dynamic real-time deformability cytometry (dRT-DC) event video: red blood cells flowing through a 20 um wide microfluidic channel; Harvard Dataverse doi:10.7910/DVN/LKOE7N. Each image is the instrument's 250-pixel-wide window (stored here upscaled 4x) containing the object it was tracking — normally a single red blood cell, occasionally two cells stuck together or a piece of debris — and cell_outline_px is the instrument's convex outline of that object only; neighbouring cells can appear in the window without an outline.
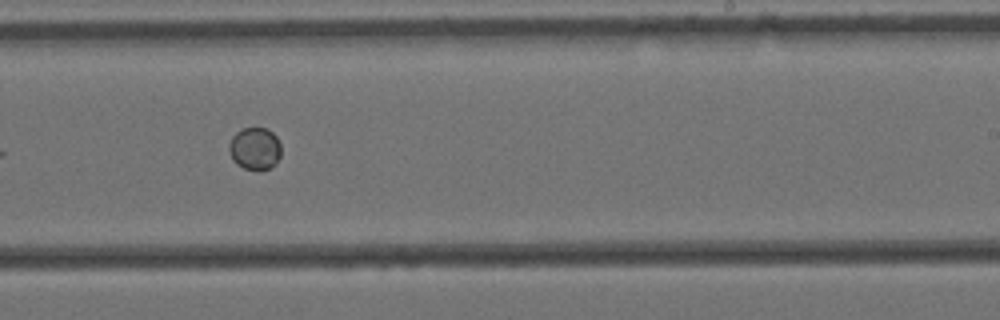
{"species": "Egyptian fruit bat (a non-hibernating species)", "species_latin": "Rousettus aegyptiacus", "temperature_condition": "cold", "stored_images_in_passage": 10, "camera_frame_rate_fps": 3000, "um_per_image_px": 0.085, "animal": {"sex": "female"}, "frame": {"image": 1, "passage_image": 9, "time_ms": 2.667, "image_size_px": [1000, 320], "cell_outline_px": [[280, 156], [272, 168], [260, 172], [244, 168], [236, 164], [232, 160], [228, 152], [228, 144], [232, 136], [236, 132], [244, 128], [268, 128], [276, 136], [280, 144]], "centroid_in_image_um": [21.64, 12.66], "position_along_channel_um": 267.4, "area_um2": 13.24}}
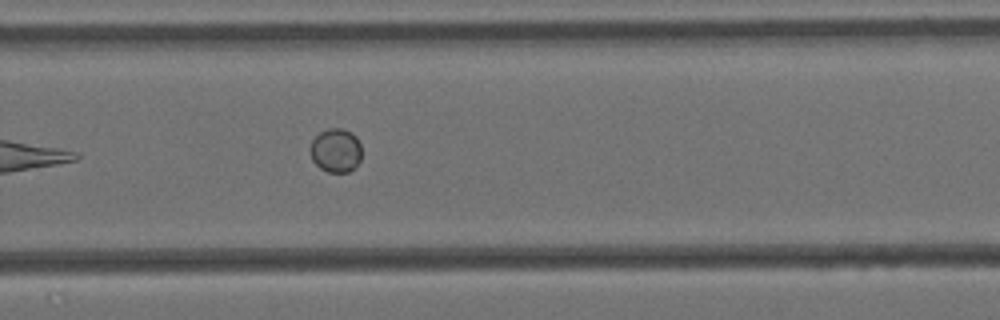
{"frame": {"image": 2, "passage_image": 10, "time_ms": 3.0, "image_size_px": [1000, 320], "cell_outline_px": [[360, 160], [356, 168], [348, 172], [328, 172], [320, 168], [312, 160], [308, 148], [312, 140], [320, 132], [328, 128], [344, 128], [352, 132], [356, 136], [360, 144]], "centroid_in_image_um": [28.53, 12.78], "position_along_channel_um": 301.3, "area_um2": 13.41}}